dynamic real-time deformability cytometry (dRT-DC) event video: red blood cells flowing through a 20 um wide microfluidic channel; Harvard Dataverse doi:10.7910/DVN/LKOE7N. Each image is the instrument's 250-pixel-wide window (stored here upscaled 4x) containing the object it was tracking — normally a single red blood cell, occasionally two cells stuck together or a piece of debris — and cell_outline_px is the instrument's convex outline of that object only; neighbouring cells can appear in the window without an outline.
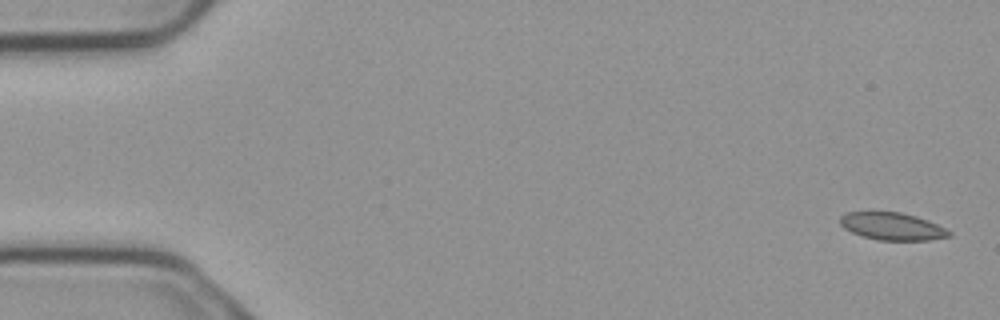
{"species": "common noctule bat (a hibernating species)", "species_latin": "Nyctalus noctula", "temperature_condition": "cold", "stored_images_in_passage": 9, "camera_frame_rate_fps": 3000, "um_per_image_px": 0.085, "animal": {"sex": "male", "body_mass_g": 23.1, "forearm_length_mm": 52.7}, "frame": {"image": 1, "passage_image": 1, "time_ms": 0.0, "image_size_px": [1000, 320], "cell_outline_px": [[952, 236], [928, 240], [880, 240], [864, 236], [852, 232], [844, 228], [840, 224], [840, 216], [844, 212], [900, 212], [916, 216], [928, 220], [952, 232]], "centroid_in_image_um": [75.84, 19.23], "position_along_channel_um": 9.2, "area_um2": 17.34}}
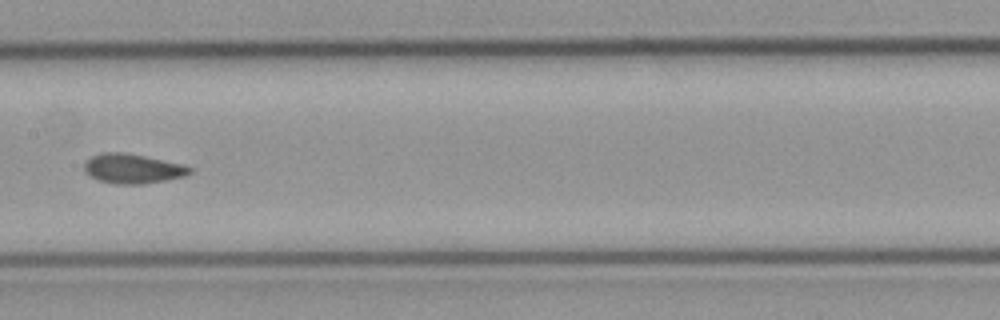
{"frame": {"image": 2, "passage_image": 7, "time_ms": 2.0, "image_size_px": [1000, 320], "cell_outline_px": [[192, 172], [184, 176], [144, 184], [116, 184], [100, 180], [84, 172], [84, 164], [92, 156], [100, 152], [124, 152], [184, 164], [192, 168]], "centroid_in_image_um": [11.28, 14.33], "position_along_channel_um": 196.1, "area_um2": 18.09}}
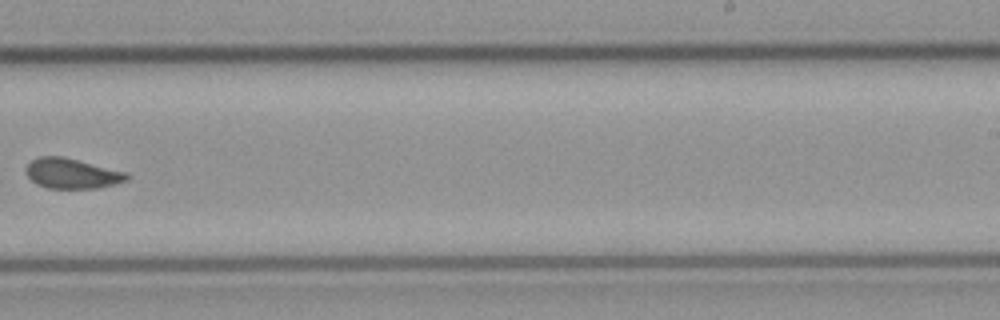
{"frame": {"image": 3, "passage_image": 9, "time_ms": 2.667, "image_size_px": [1000, 320], "cell_outline_px": [[128, 180], [100, 188], [48, 188], [36, 184], [28, 176], [28, 164], [36, 156], [64, 156], [128, 172]], "centroid_in_image_um": [6.15, 14.73], "position_along_channel_um": 282.8, "area_um2": 17.74}}